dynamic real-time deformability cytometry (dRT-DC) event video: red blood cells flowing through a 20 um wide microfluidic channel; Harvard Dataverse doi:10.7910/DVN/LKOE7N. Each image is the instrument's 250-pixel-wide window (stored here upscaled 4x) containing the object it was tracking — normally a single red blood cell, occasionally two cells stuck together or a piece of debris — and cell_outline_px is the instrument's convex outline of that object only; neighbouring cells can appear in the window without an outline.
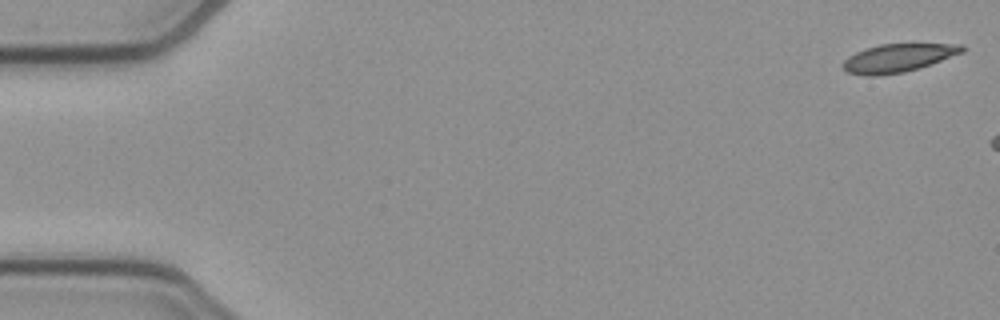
{"species": "common noctule bat (a hibernating species)", "species_latin": "Nyctalus noctula", "temperature_condition": "cold", "stored_images_in_passage": 6, "camera_frame_rate_fps": 3000, "um_per_image_px": 0.085, "animal": {"sex": "female", "body_mass_g": 21.9}, "frame": {"image": 1, "passage_image": 1, "time_ms": 0.0, "image_size_px": [1000, 320], "cell_outline_px": [[968, 48], [964, 52], [904, 72], [876, 76], [868, 76], [848, 72], [840, 64], [848, 56], [864, 48], [880, 44], [964, 44]], "centroid_in_image_um": [76.32, 4.91], "position_along_channel_um": 8.7, "area_um2": 19.48}}